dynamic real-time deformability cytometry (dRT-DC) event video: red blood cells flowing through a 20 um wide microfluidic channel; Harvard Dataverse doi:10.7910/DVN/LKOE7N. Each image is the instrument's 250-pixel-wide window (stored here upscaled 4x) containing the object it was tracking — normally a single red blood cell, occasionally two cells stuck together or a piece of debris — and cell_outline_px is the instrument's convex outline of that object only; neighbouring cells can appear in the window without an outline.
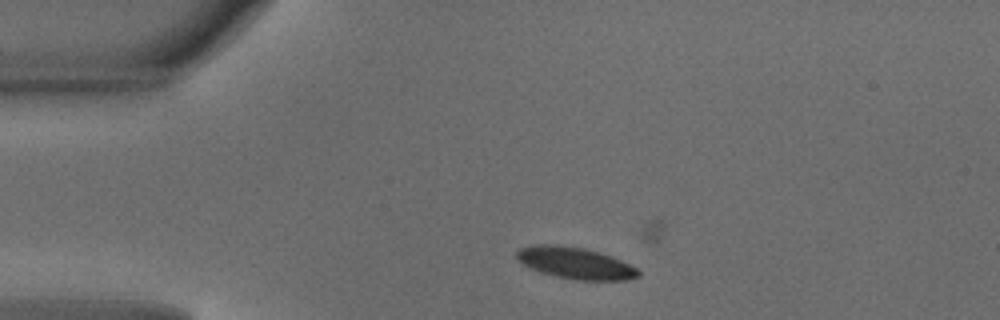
{"species": "common noctule bat (a hibernating species)", "species_latin": "Nyctalus noctula", "temperature_condition": "warm", "stored_images_in_passage": 17, "camera_frame_rate_fps": 3000, "um_per_image_px": 0.085, "animal": {"sex": "male", "body_mass_g": 18.8}, "frame": {"image": 1, "passage_image": 12, "time_ms": 3.667, "image_size_px": [1000, 320], "cell_outline_px": [[640, 276], [628, 280], [576, 280], [556, 276], [540, 272], [528, 268], [516, 260], [516, 252], [520, 248], [536, 244], [556, 244], [584, 248], [600, 252], [612, 256], [636, 268], [640, 272]], "centroid_in_image_um": [48.86, 22.36], "position_along_channel_um": 36.1, "area_um2": 22.6}}